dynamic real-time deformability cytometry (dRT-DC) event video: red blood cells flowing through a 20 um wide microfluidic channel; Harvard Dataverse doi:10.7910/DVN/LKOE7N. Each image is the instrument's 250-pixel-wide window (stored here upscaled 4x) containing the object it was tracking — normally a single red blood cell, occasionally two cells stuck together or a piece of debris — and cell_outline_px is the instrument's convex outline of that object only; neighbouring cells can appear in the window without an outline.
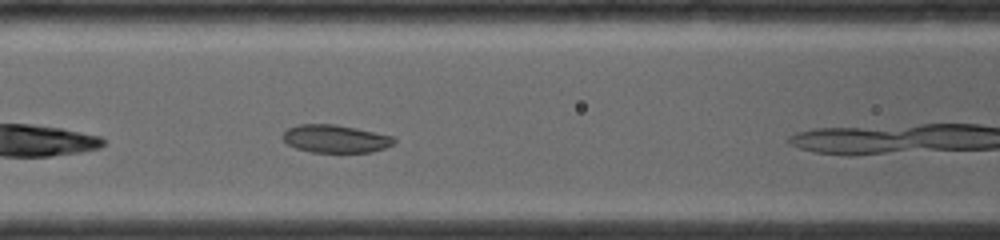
{"species": "common noctule bat (a hibernating species)", "species_latin": "Nyctalus noctula", "temperature_condition": "room temperature", "stored_images_in_passage": 40, "camera_frame_rate_fps": 4000, "um_per_image_px": 0.085, "animal": {"sex": "female", "body_mass_g": 19.0, "forearm_length_mm": 56.7}, "frame": {"image": 1, "passage_image": 12, "time_ms": 2.75, "image_size_px": [1000, 240], "cell_outline_px": [[396, 144], [372, 152], [312, 152], [296, 148], [288, 144], [280, 136], [288, 128], [296, 124], [336, 124], [356, 128], [392, 136], [396, 140]], "centroid_in_image_um": [28.5, 11.79], "position_along_channel_um": 138.1, "area_um2": 18.15}}